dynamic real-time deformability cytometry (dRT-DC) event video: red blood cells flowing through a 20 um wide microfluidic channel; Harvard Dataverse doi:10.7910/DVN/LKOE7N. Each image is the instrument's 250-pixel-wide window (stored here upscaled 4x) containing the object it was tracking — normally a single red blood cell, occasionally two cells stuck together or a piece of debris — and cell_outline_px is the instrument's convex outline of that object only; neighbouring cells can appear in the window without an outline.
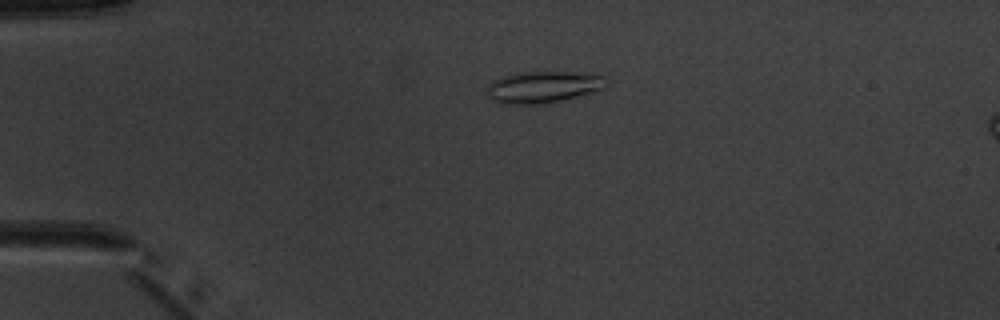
{"species": "common noctule bat (a hibernating species)", "species_latin": "Nyctalus noctula", "temperature_condition": "warm", "stored_images_in_passage": 5, "camera_frame_rate_fps": 3000, "um_per_image_px": 0.085, "animal": {"sex": "male", "body_mass_g": 20.1, "forearm_length_mm": 53.5}, "frame": {"image": 1, "passage_image": 3, "time_ms": 3.333, "image_size_px": [1000, 320], "cell_outline_px": [[608, 80], [604, 88], [560, 100], [536, 104], [504, 104], [492, 100], [488, 96], [488, 84], [492, 80], [500, 76], [516, 72], [568, 72], [604, 76]], "centroid_in_image_um": [46.09, 7.38], "position_along_channel_um": 38.9, "area_um2": 21.73}}